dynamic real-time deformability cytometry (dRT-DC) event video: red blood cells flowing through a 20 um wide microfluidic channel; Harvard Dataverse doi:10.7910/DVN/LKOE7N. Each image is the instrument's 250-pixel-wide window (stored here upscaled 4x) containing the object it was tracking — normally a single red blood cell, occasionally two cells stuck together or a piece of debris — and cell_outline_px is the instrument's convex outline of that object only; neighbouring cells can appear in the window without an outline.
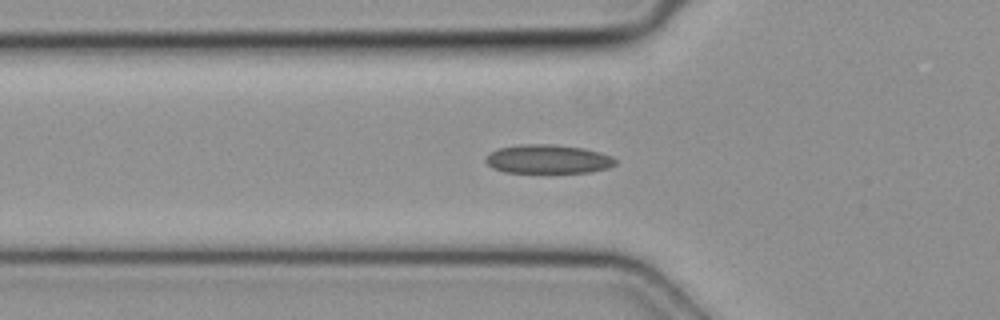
{"species": "common noctule bat (a hibernating species)", "species_latin": "Nyctalus noctula", "temperature_condition": "cold", "stored_images_in_passage": 43, "camera_frame_rate_fps": 3000, "um_per_image_px": 0.085, "animal": {"sex": "female", "body_mass_g": 19.3, "forearm_length_mm": 54.1}, "frame": {"image": 1, "passage_image": 10, "time_ms": 3.0, "image_size_px": [1000, 320], "cell_outline_px": [[616, 164], [608, 168], [588, 172], [504, 172], [492, 168], [484, 160], [492, 152], [500, 148], [520, 144], [556, 144], [584, 148], [600, 152], [612, 156], [616, 160]], "centroid_in_image_um": [46.6, 13.52], "position_along_channel_um": 79.2, "area_um2": 21.73}}
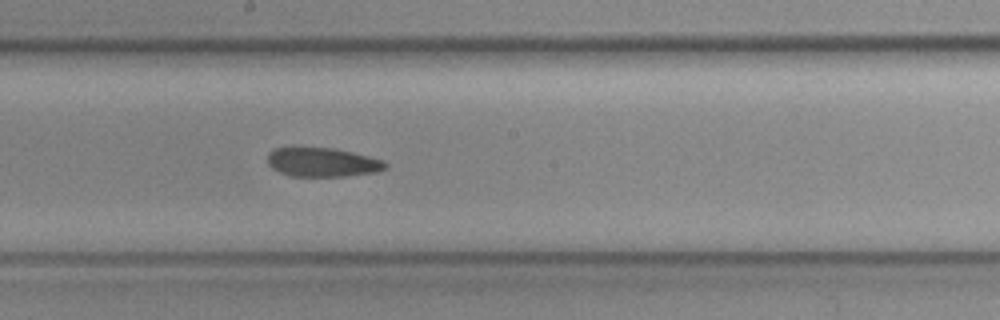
{"frame": {"image": 2, "passage_image": 20, "time_ms": 6.333, "image_size_px": [1000, 320], "cell_outline_px": [[388, 164], [384, 168], [376, 172], [344, 176], [292, 176], [280, 172], [272, 168], [268, 164], [268, 152], [276, 148], [292, 144], [336, 148], [384, 160]], "centroid_in_image_um": [27.33, 13.73], "position_along_channel_um": 220.9, "area_um2": 20.63}}
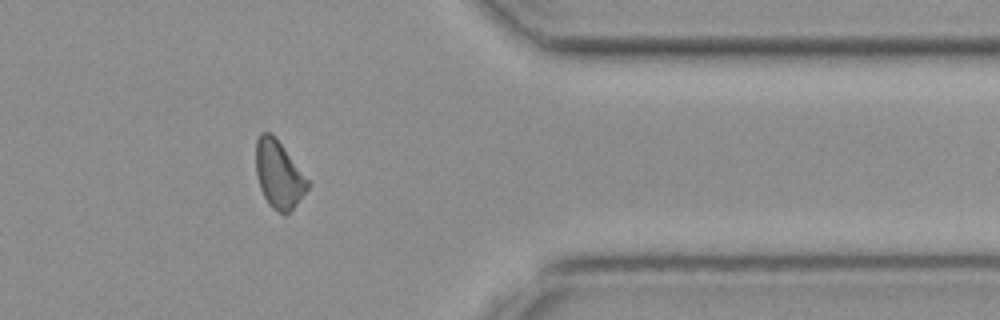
{"frame": {"image": 3, "passage_image": 33, "time_ms": 10.667, "image_size_px": [1000, 320], "cell_outline_px": [[308, 188], [296, 204], [284, 216], [272, 208], [268, 204], [260, 188], [256, 176], [256, 140], [260, 132], [272, 132], [308, 180]], "centroid_in_image_um": [23.65, 14.82], "position_along_channel_um": 387.7, "area_um2": 20.17}}